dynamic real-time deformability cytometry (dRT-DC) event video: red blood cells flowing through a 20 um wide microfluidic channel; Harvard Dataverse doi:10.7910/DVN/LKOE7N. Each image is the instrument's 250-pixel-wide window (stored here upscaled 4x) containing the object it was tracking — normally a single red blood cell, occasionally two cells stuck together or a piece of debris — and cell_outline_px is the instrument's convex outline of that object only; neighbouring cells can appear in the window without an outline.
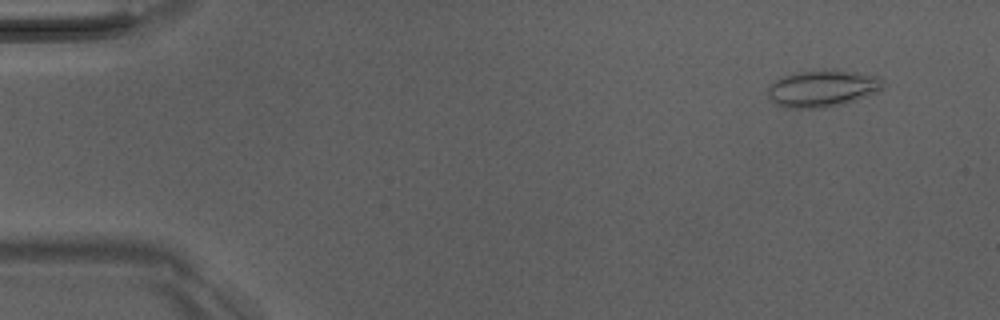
{"species": "Egyptian fruit bat (a non-hibernating species)", "species_latin": "Rousettus aegyptiacus", "temperature_condition": "room temperature", "stored_images_in_passage": 51, "camera_frame_rate_fps": 3000, "um_per_image_px": 0.085, "animal": {"sex": "male"}, "frame": {"image": 1, "passage_image": 4, "time_ms": 1.0, "image_size_px": [1000, 320], "cell_outline_px": [[884, 88], [876, 92], [844, 104], [820, 108], [784, 108], [776, 104], [768, 96], [768, 88], [780, 76], [796, 72], [832, 68], [880, 76], [884, 84]], "centroid_in_image_um": [69.92, 7.5], "position_along_channel_um": 15.1, "area_um2": 25.09}}
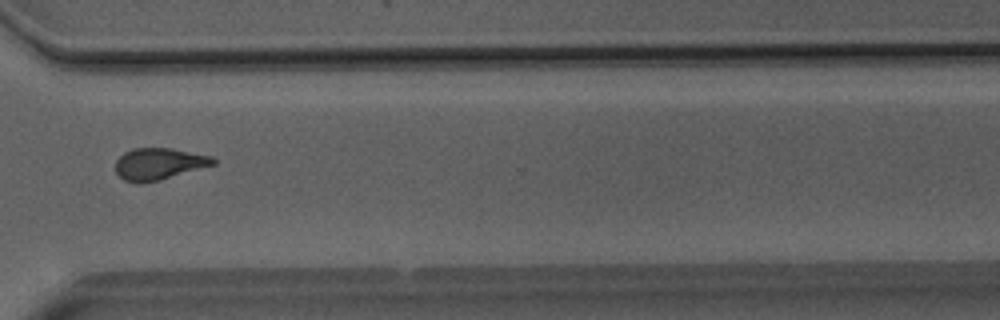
{"frame": {"image": 2, "passage_image": 38, "time_ms": 12.333, "image_size_px": [1000, 320], "cell_outline_px": [[216, 164], [160, 180], [144, 184], [136, 184], [124, 180], [116, 172], [116, 160], [124, 152], [132, 148], [172, 148], [212, 156], [216, 160]], "centroid_in_image_um": [13.5, 13.94], "position_along_channel_um": 357.1, "area_um2": 18.26}}
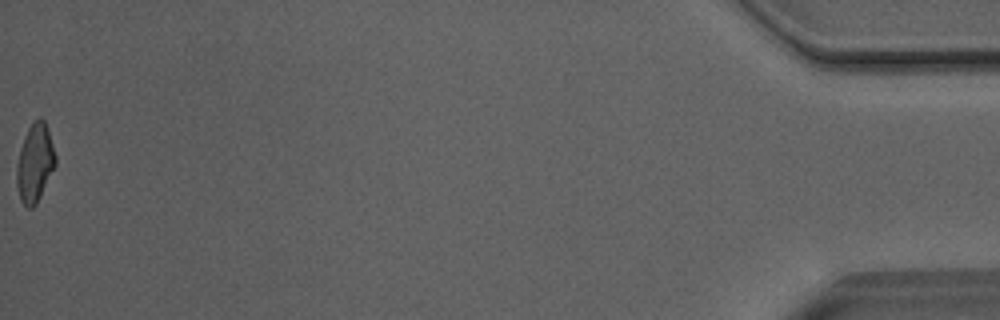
{"frame": {"image": 3, "passage_image": 51, "time_ms": 16.667, "image_size_px": [1000, 320], "cell_outline_px": [[56, 164], [36, 204], [32, 208], [28, 208], [20, 200], [16, 184], [16, 164], [20, 148], [24, 136], [28, 128], [40, 116], [44, 120], [48, 128], [56, 156]], "centroid_in_image_um": [2.95, 13.84], "position_along_channel_um": 432.2, "area_um2": 17.69}, "authors_computed_cell_mechanics": {"area_um2": 18.4382, "velocity_mm_per_s": 4.0556, "shape_relaxation_time_tau1_ms": null, "shape_relaxation_time_tau2_ms": 1.8823, "deformation_change_tau1": null, "deformation_change_tau2": 0.0873}}